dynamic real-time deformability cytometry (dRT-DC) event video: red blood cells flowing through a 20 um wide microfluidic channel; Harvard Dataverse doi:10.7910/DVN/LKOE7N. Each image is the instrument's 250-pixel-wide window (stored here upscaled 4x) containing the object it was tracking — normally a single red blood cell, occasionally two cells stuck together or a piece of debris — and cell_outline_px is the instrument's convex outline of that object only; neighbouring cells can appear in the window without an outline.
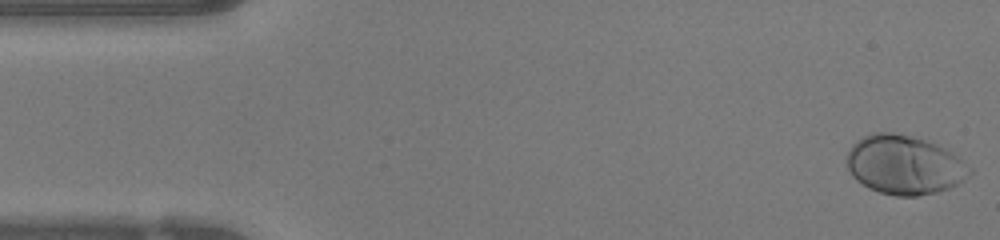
{"species": "human", "species_latin": "Homo sapiens", "temperature_condition": "warm", "stored_images_in_passage": 47, "camera_frame_rate_fps": 3000, "um_per_image_px": 0.085, "donor": {"sex": "female"}, "frame": {"image": 1, "passage_image": 1, "time_ms": 0.0, "image_size_px": [1000, 240], "cell_outline_px": [[972, 172], [968, 176], [956, 184], [948, 188], [936, 192], [916, 196], [896, 196], [880, 192], [868, 188], [856, 180], [852, 176], [848, 168], [848, 152], [852, 144], [856, 140], [872, 132], [892, 132], [912, 136], [936, 144], [952, 152], [964, 160], [972, 168]], "centroid_in_image_um": [76.87, 14.01], "position_along_channel_um": 8.1, "area_um2": 42.25}}
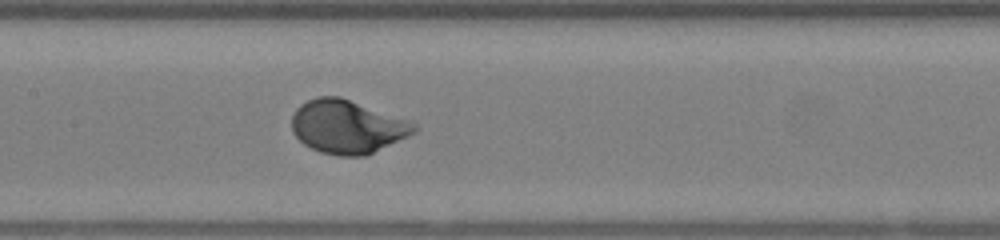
{"frame": {"image": 2, "passage_image": 22, "time_ms": 7.0, "image_size_px": [1000, 240], "cell_outline_px": [[420, 128], [416, 132], [408, 136], [364, 156], [336, 156], [320, 152], [304, 144], [292, 132], [292, 116], [296, 108], [300, 104], [316, 96], [340, 96], [412, 120]], "centroid_in_image_um": [29.54, 10.75], "position_along_channel_um": 177.9, "area_um2": 38.49}}
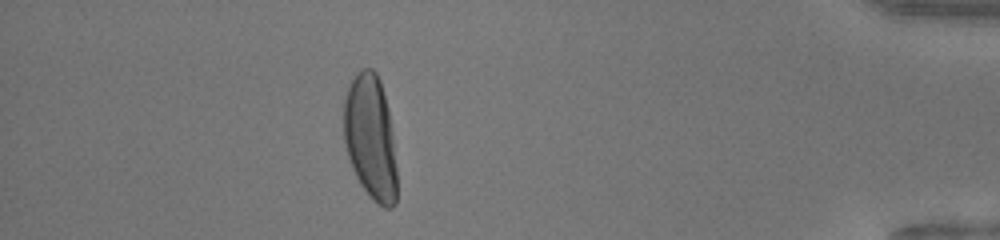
{"frame": {"image": 3, "passage_image": 42, "time_ms": 13.667, "image_size_px": [1000, 240], "cell_outline_px": [[396, 204], [392, 208], [384, 208], [376, 204], [368, 196], [360, 184], [352, 168], [348, 156], [344, 140], [344, 100], [348, 84], [356, 72], [360, 68], [372, 68], [376, 72], [380, 80], [388, 108], [392, 132], [396, 168]], "centroid_in_image_um": [31.48, 11.69], "position_along_channel_um": 403.7, "area_um2": 39.02}, "authors_computed_cell_mechanics": {"area_um2": 37.8012, "velocity_mm_per_s": 4.2078, "shape_relaxation_time_tau1_ms": 2.3431, "shape_relaxation_time_tau2_ms": null, "deformation_change_tau1": 0.1753, "deformation_change_tau2": null}}